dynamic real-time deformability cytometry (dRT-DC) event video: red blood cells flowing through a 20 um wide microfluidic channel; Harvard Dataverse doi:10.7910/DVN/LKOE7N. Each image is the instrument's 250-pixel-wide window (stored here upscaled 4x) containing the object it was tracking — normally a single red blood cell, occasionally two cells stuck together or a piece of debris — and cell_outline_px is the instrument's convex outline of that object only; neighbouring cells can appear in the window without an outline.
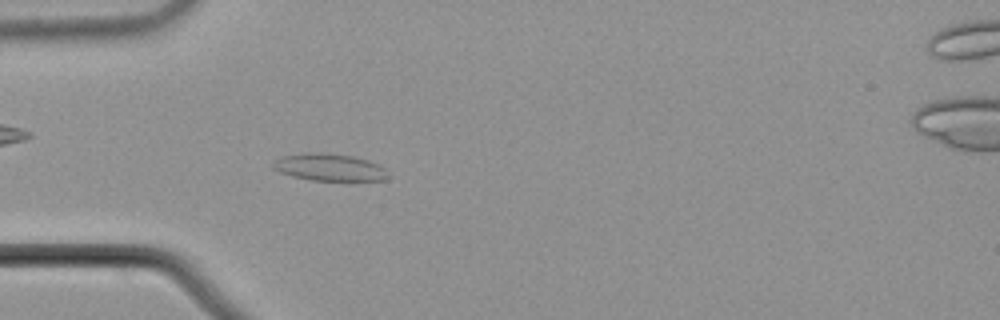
{"species": "common noctule bat (a hibernating species)", "species_latin": "Nyctalus noctula", "temperature_condition": "cold", "stored_images_in_passage": 54, "camera_frame_rate_fps": 3000, "um_per_image_px": 0.085, "animal": {"sex": "male", "body_mass_g": 21.5, "forearm_length_mm": 52.0}, "frame": {"image": 1, "passage_image": 15, "time_ms": 4.667, "image_size_px": [1000, 320], "cell_outline_px": [[392, 176], [388, 180], [348, 184], [312, 180], [292, 176], [280, 172], [272, 168], [272, 164], [280, 156], [308, 152], [320, 152], [352, 156], [368, 160], [384, 168]], "centroid_in_image_um": [28.11, 14.29], "position_along_channel_um": 56.9, "area_um2": 19.36}}
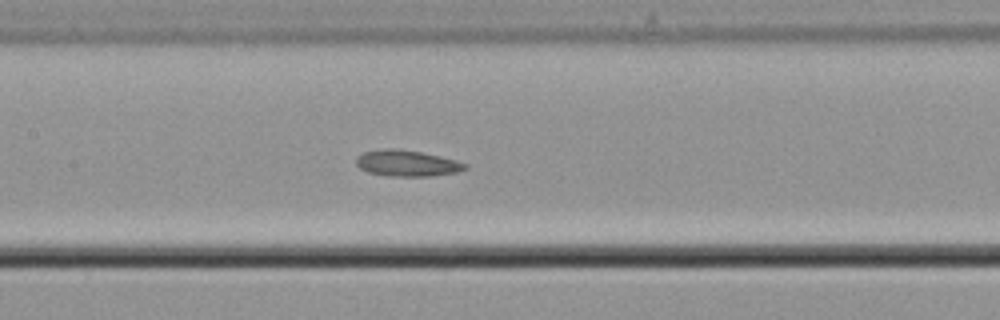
{"frame": {"image": 2, "passage_image": 25, "time_ms": 8.0, "image_size_px": [1000, 320], "cell_outline_px": [[468, 168], [456, 172], [428, 176], [388, 176], [368, 172], [360, 168], [356, 164], [356, 156], [364, 152], [384, 148], [396, 148], [420, 152], [440, 156], [456, 160], [468, 164]], "centroid_in_image_um": [34.57, 13.87], "position_along_channel_um": 172.8, "area_um2": 16.59}}
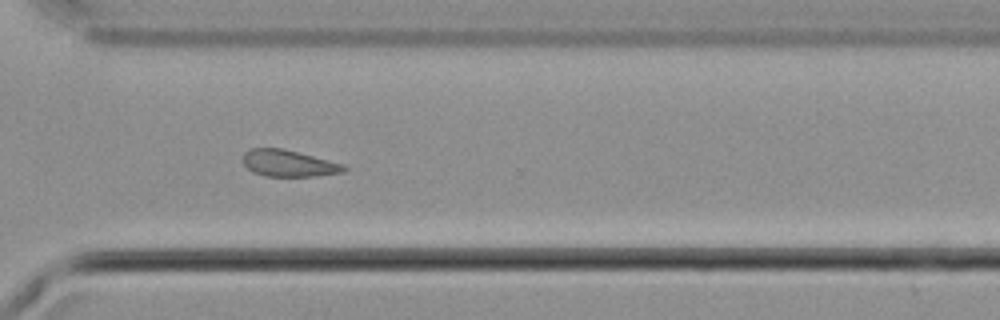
{"frame": {"image": 3, "passage_image": 39, "time_ms": 12.667, "image_size_px": [1000, 320], "cell_outline_px": [[348, 168], [344, 172], [316, 176], [264, 176], [252, 172], [244, 164], [244, 152], [252, 148], [284, 148], [344, 164]], "centroid_in_image_um": [24.55, 13.88], "position_along_channel_um": 346.0, "area_um2": 15.72}, "authors_computed_cell_mechanics": {"area_um2": 16.8487, "velocity_mm_per_s": 3.7073, "shape_relaxation_time_tau1_ms": 10.2051, "shape_relaxation_time_tau2_ms": 9.9513, "deformation_change_tau1": 0.1024, "deformation_change_tau2": 0.1858}}